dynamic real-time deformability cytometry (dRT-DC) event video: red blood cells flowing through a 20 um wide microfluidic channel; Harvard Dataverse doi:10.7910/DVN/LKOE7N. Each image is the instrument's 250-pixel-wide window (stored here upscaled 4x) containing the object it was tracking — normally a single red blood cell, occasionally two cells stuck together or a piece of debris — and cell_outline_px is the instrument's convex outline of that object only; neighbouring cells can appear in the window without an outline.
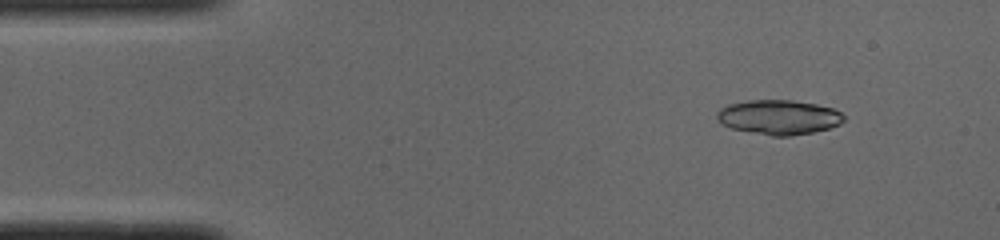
{"species": "common noctule bat (a hibernating species)", "species_latin": "Nyctalus noctula", "temperature_condition": "cold", "stored_images_in_passage": 50, "camera_frame_rate_fps": 3000, "um_per_image_px": 0.085, "animal": {"sex": "male", "body_mass_g": 19.0, "forearm_length_mm": 50.8}, "frame": {"image": 1, "passage_image": 5, "time_ms": 1.333, "image_size_px": [1000, 240], "cell_outline_px": [[844, 120], [840, 124], [828, 128], [812, 132], [792, 136], [772, 136], [732, 128], [720, 124], [716, 116], [716, 112], [720, 108], [728, 104], [748, 100], [792, 100], [816, 104], [832, 108], [840, 112], [844, 116]], "centroid_in_image_um": [66.17, 9.96], "position_along_channel_um": 18.8, "area_um2": 25.61}}
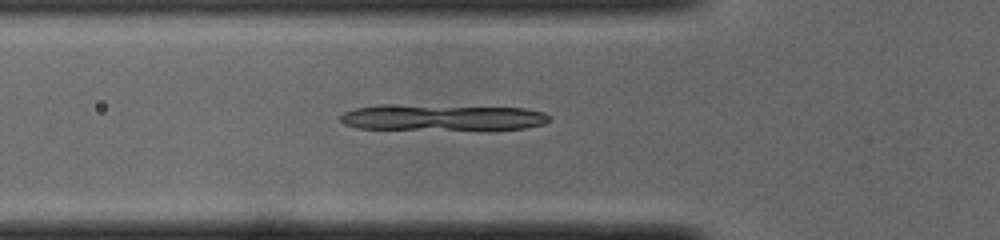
{"frame": {"image": 2, "passage_image": 16, "time_ms": 5.0, "image_size_px": [1000, 240], "cell_outline_px": [[552, 120], [544, 124], [524, 128], [356, 128], [344, 124], [340, 120], [340, 116], [344, 112], [356, 108], [380, 104], [388, 104], [524, 108], [544, 112]], "centroid_in_image_um": [37.55, 9.95], "position_along_channel_um": 88.2, "area_um2": 31.1}}
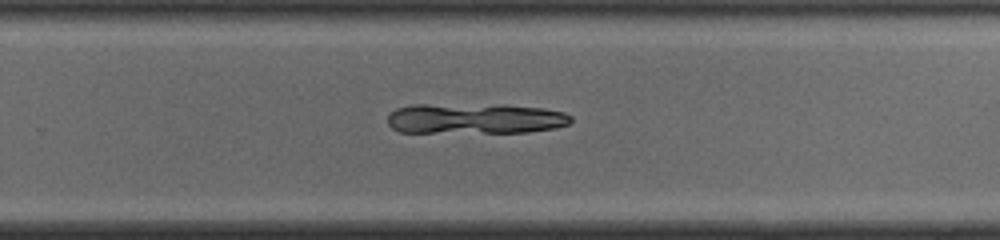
{"frame": {"image": 3, "passage_image": 31, "time_ms": 10.0, "image_size_px": [1000, 240], "cell_outline_px": [[572, 120], [568, 124], [552, 128], [528, 132], [400, 132], [392, 128], [388, 124], [388, 116], [396, 108], [412, 104], [504, 104], [540, 108], [564, 112], [572, 116]], "centroid_in_image_um": [40.35, 10.06], "position_along_channel_um": 289.4, "area_um2": 32.77}}